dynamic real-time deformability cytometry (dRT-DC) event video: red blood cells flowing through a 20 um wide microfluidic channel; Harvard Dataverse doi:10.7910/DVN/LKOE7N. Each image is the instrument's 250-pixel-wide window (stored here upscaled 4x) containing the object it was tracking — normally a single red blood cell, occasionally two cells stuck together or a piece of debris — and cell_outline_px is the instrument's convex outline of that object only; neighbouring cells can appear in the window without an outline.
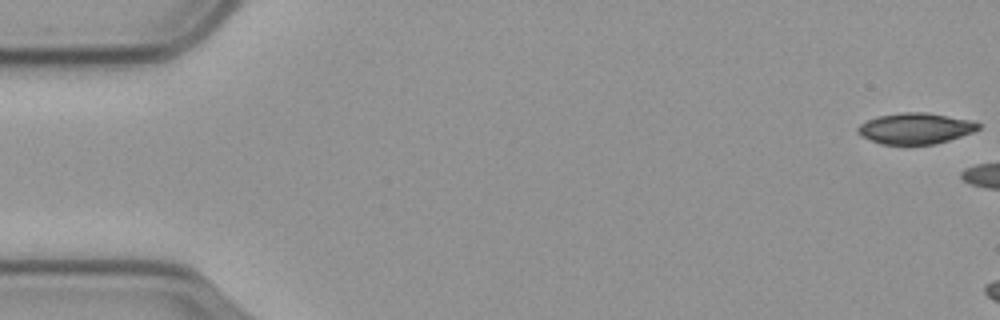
{"species": "common noctule bat (a hibernating species)", "species_latin": "Nyctalus noctula", "temperature_condition": "cold", "stored_images_in_passage": 7, "camera_frame_rate_fps": 3000, "um_per_image_px": 0.085, "animal": {"sex": "male", "body_mass_g": 23.1, "forearm_length_mm": 52.7}, "frame": {"image": 1, "passage_image": 1, "time_ms": 0.0, "image_size_px": [1000, 320], "cell_outline_px": [[980, 128], [972, 132], [936, 144], [880, 144], [860, 136], [856, 132], [856, 128], [860, 124], [868, 120], [880, 116], [904, 112], [924, 112], [976, 120], [980, 124]], "centroid_in_image_um": [77.82, 10.91], "position_along_channel_um": 7.2, "area_um2": 21.79}}